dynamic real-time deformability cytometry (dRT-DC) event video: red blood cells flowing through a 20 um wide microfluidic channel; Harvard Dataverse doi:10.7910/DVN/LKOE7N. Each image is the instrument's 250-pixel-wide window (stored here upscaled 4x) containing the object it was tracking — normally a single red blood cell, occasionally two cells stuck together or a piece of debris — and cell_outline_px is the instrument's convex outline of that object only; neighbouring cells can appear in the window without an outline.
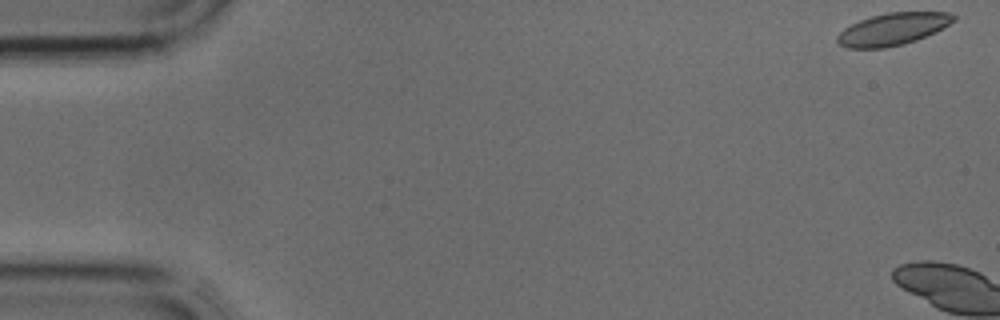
{"species": "common noctule bat (a hibernating species)", "species_latin": "Nyctalus noctula", "temperature_condition": "cold", "stored_images_in_passage": 3, "camera_frame_rate_fps": 3000, "um_per_image_px": 0.085, "animal": {"sex": "male", "body_mass_g": 17.9, "forearm_length_mm": 54.2}, "frame": {"image": 1, "passage_image": 1, "time_ms": 0.0, "image_size_px": [1000, 320], "cell_outline_px": [[956, 20], [936, 32], [916, 40], [904, 44], [884, 48], [848, 48], [840, 44], [836, 40], [836, 36], [844, 28], [860, 20], [872, 16], [888, 12], [952, 12], [956, 16]], "centroid_in_image_um": [75.91, 2.47], "position_along_channel_um": 9.1, "area_um2": 21.85}}